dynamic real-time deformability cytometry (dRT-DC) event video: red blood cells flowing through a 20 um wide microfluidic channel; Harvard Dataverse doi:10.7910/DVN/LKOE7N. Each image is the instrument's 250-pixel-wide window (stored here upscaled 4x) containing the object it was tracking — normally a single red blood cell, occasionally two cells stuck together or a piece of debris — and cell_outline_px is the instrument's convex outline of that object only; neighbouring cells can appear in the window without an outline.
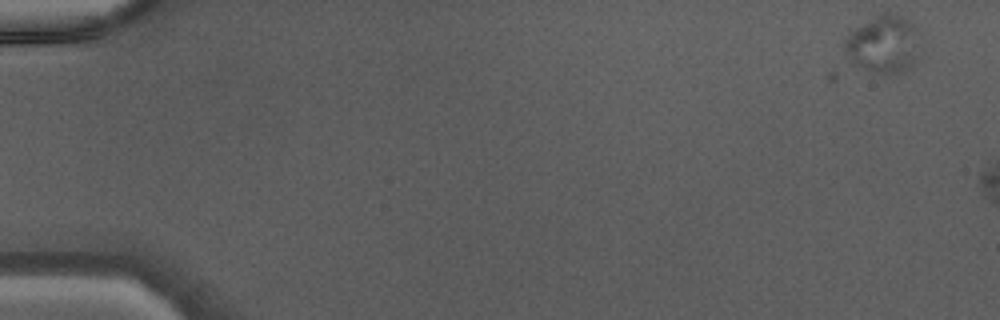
{"species": "Egyptian fruit bat (a non-hibernating species)", "species_latin": "Rousettus aegyptiacus", "temperature_condition": "warm", "stored_images_in_passage": 9, "camera_frame_rate_fps": 3000, "um_per_image_px": 0.085, "animal": {"sex": "male"}, "frame": {"image": 1, "passage_image": 1, "time_ms": 0.0, "image_size_px": [1000, 320], "cell_outline_px": [[916, 60], [912, 68], [904, 72], [888, 76], [872, 72], [848, 60], [844, 48], [844, 40], [856, 28], [884, 12], [888, 12], [900, 16], [908, 20], [916, 28]], "centroid_in_image_um": [75.08, 3.82], "position_along_channel_um": 9.9, "area_um2": 25.03}}